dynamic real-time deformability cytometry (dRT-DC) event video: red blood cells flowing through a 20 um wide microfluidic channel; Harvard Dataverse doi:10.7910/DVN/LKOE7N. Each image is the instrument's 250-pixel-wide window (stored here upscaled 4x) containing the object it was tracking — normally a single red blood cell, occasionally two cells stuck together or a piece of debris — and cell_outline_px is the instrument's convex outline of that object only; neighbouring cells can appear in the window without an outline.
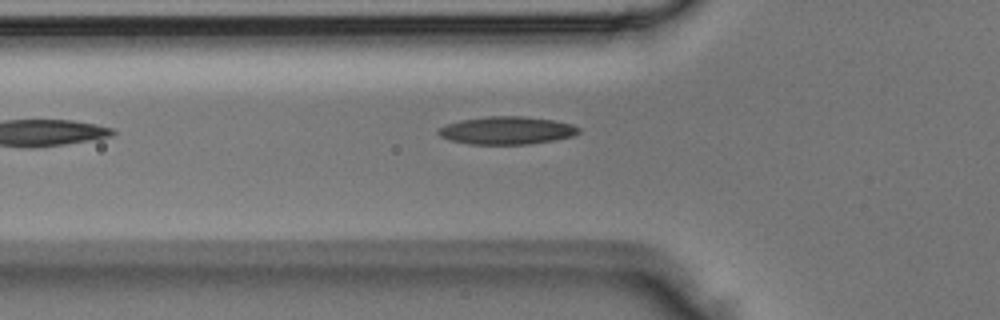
{"species": "Egyptian fruit bat (a non-hibernating species)", "species_latin": "Rousettus aegyptiacus", "temperature_condition": "room temperature", "stored_images_in_passage": 4, "camera_frame_rate_fps": 3000, "um_per_image_px": 0.085, "animal": {"sex": "male"}, "frame": {"image": 1, "passage_image": 4, "time_ms": 1.0, "image_size_px": [1000, 320], "cell_outline_px": [[580, 132], [572, 136], [552, 140], [528, 144], [468, 144], [448, 140], [440, 136], [436, 132], [440, 128], [448, 124], [464, 120], [488, 116], [520, 116], [552, 120], [572, 124], [580, 128]], "centroid_in_image_um": [43.07, 11.09], "position_along_channel_um": 82.7, "area_um2": 22.48}}